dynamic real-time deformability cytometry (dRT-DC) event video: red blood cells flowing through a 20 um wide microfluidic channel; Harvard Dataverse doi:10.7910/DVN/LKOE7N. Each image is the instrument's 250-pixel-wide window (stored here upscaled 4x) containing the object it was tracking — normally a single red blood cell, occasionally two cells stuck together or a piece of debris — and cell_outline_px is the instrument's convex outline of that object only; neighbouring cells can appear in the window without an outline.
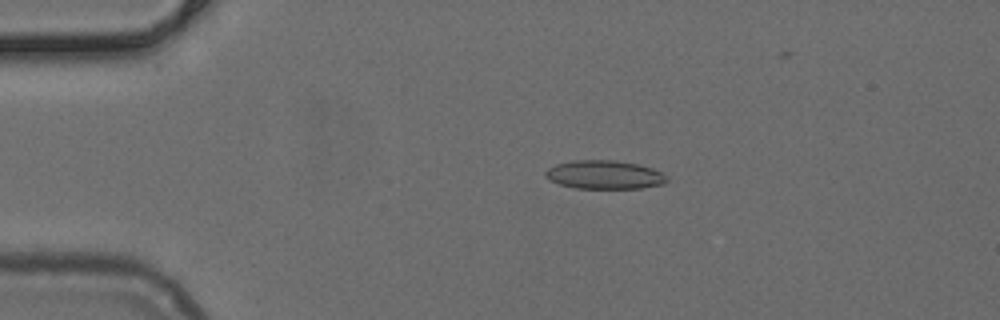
{"species": "common noctule bat (a hibernating species)", "species_latin": "Nyctalus noctula", "temperature_condition": "cold", "stored_images_in_passage": 51, "camera_frame_rate_fps": 3000, "um_per_image_px": 0.085, "animal": {"sex": "female", "body_mass_g": 24.6, "forearm_length_mm": 56.2}, "frame": {"image": 1, "passage_image": 11, "time_ms": 3.333, "image_size_px": [1000, 320], "cell_outline_px": [[668, 180], [664, 184], [640, 188], [576, 188], [560, 184], [548, 180], [544, 176], [544, 172], [548, 168], [556, 164], [572, 160], [612, 160], [636, 164], [652, 168], [668, 176]], "centroid_in_image_um": [51.35, 14.85], "position_along_channel_um": 33.6, "area_um2": 20.23}}
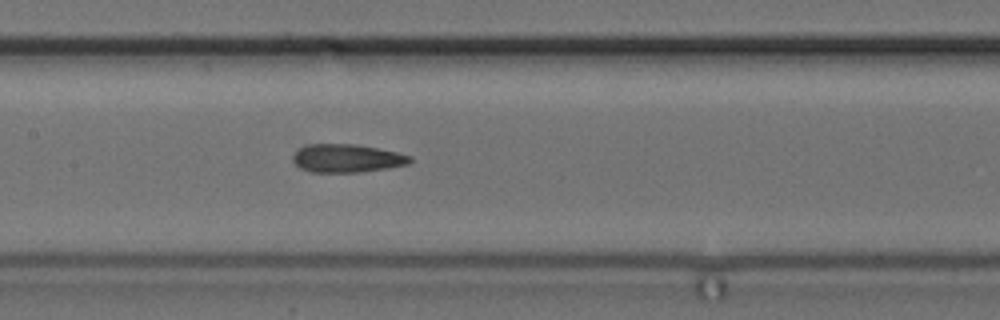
{"frame": {"image": 2, "passage_image": 25, "time_ms": 8.0, "image_size_px": [1000, 320], "cell_outline_px": [[412, 160], [408, 164], [388, 168], [360, 172], [312, 172], [300, 168], [292, 160], [292, 156], [300, 148], [308, 144], [356, 144], [396, 152], [412, 156]], "centroid_in_image_um": [29.49, 13.45], "position_along_channel_um": 177.9, "area_um2": 19.19}}
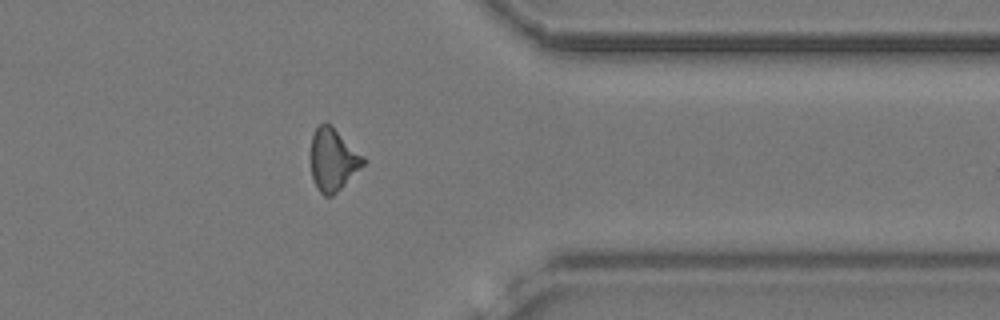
{"frame": {"image": 3, "passage_image": 41, "time_ms": 13.333, "image_size_px": [1000, 320], "cell_outline_px": [[364, 164], [332, 196], [324, 196], [316, 188], [312, 176], [312, 136], [316, 128], [324, 120], [332, 124], [364, 156]], "centroid_in_image_um": [28.3, 13.53], "position_along_channel_um": 383.1, "area_um2": 18.9}}